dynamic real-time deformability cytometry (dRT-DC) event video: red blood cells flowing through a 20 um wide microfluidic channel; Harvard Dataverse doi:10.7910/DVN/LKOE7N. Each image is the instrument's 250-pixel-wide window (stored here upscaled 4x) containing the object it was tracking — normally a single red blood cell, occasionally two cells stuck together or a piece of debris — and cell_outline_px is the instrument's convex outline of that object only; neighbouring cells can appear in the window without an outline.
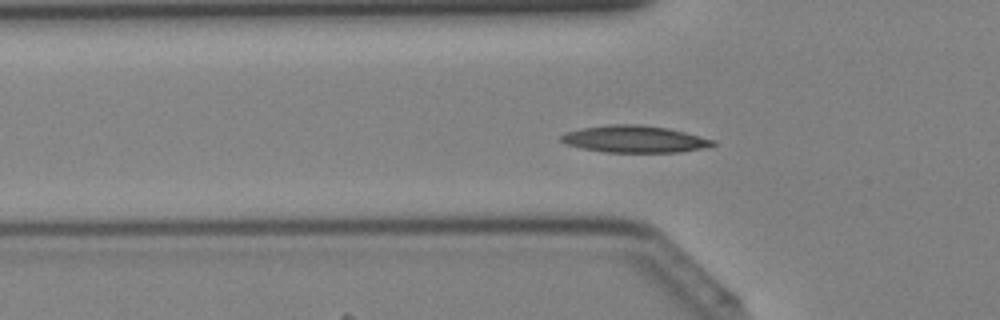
{"species": "Egyptian fruit bat (a non-hibernating species)", "species_latin": "Rousettus aegyptiacus", "temperature_condition": "cold", "stored_images_in_passage": 41, "camera_frame_rate_fps": 3000, "um_per_image_px": 0.085, "animal": {"sex": "female"}, "frame": {"image": 1, "passage_image": 13, "time_ms": 4.0, "image_size_px": [1000, 320], "cell_outline_px": [[716, 144], [704, 148], [680, 152], [604, 152], [580, 148], [564, 144], [560, 140], [560, 136], [564, 132], [580, 128], [608, 124], [640, 124], [668, 128], [716, 140]], "centroid_in_image_um": [53.89, 11.82], "position_along_channel_um": 71.9, "area_um2": 24.1}}
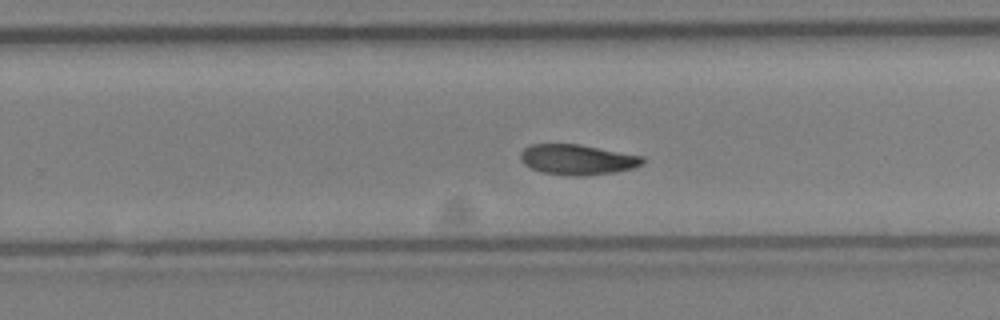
{"frame": {"image": 2, "passage_image": 26, "time_ms": 8.333, "image_size_px": [1000, 320], "cell_outline_px": [[644, 164], [632, 168], [616, 172], [584, 176], [572, 176], [540, 172], [524, 164], [520, 160], [520, 152], [528, 144], [580, 144], [644, 156]], "centroid_in_image_um": [49.07, 13.56], "position_along_channel_um": 280.7, "area_um2": 21.85}}
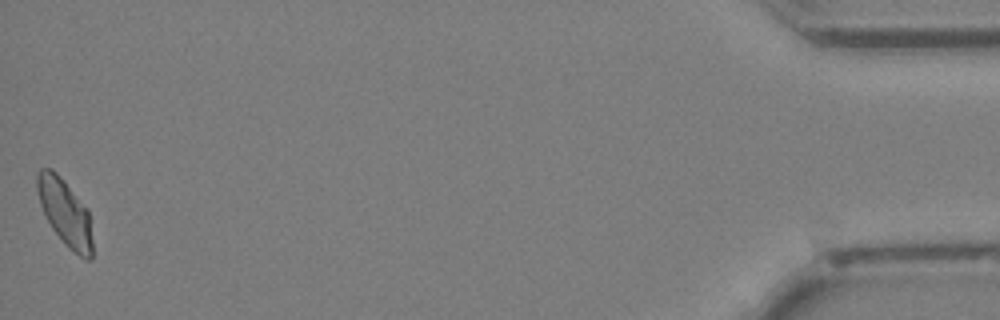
{"frame": {"image": 3, "passage_image": 41, "time_ms": 13.333, "image_size_px": [1000, 320], "cell_outline_px": [[92, 260], [84, 260], [68, 248], [64, 244], [52, 228], [40, 204], [36, 192], [36, 172], [40, 168], [52, 168], [64, 180], [88, 208], [92, 240]], "centroid_in_image_um": [5.52, 18.05], "position_along_channel_um": 429.7, "area_um2": 21.73}}